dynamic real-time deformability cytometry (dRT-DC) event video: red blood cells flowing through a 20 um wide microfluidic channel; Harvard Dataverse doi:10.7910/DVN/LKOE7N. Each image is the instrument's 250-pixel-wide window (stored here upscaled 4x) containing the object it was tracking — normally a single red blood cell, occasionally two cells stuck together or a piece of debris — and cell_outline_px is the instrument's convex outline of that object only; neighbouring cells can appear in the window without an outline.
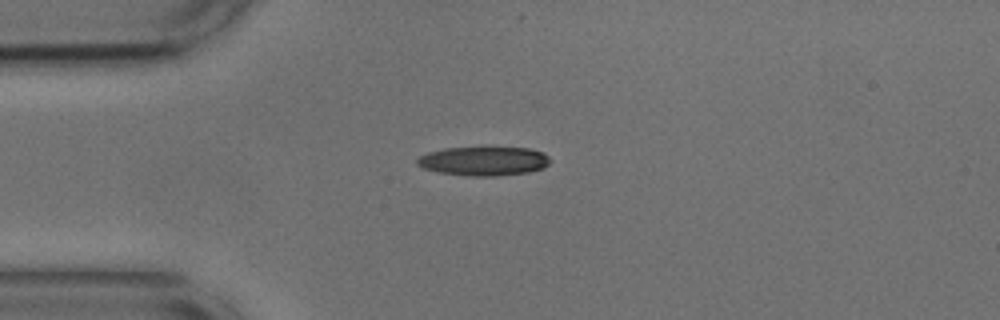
{"species": "common noctule bat (a hibernating species)", "species_latin": "Nyctalus noctula", "temperature_condition": "cold", "stored_images_in_passage": 30, "camera_frame_rate_fps": 3000, "um_per_image_px": 0.085, "animal": {"sex": "male", "body_mass_g": 17.9, "forearm_length_mm": 54.2}, "frame": {"image": 1, "passage_image": 1, "time_ms": 0.0, "image_size_px": [1000, 320], "cell_outline_px": [[552, 160], [544, 168], [528, 172], [496, 176], [468, 176], [440, 172], [424, 168], [416, 164], [416, 160], [420, 156], [428, 152], [444, 148], [532, 148], [544, 152]], "centroid_in_image_um": [41.15, 13.69], "position_along_channel_um": 43.8, "area_um2": 22.48}}
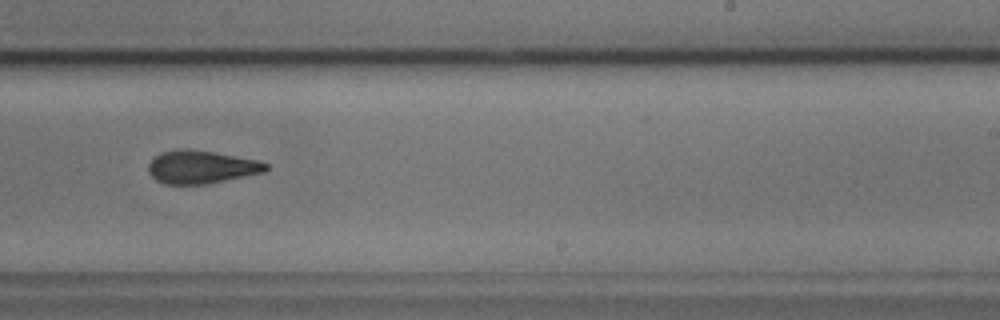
{"frame": {"image": 2, "passage_image": 21, "time_ms": 6.667, "image_size_px": [1000, 320], "cell_outline_px": [[268, 168], [264, 172], [204, 184], [164, 184], [156, 180], [148, 172], [148, 164], [160, 152], [176, 148], [188, 148], [212, 152], [256, 160], [268, 164]], "centroid_in_image_um": [17.05, 14.18], "position_along_channel_um": 272.0, "area_um2": 22.43}}
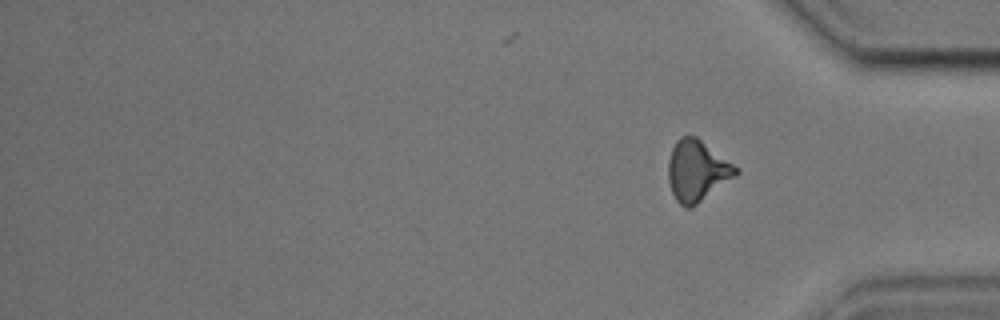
{"frame": {"image": 3, "passage_image": 30, "time_ms": 9.667, "image_size_px": [1000, 320], "cell_outline_px": [[740, 172], [736, 176], [692, 208], [684, 208], [676, 200], [672, 192], [668, 180], [668, 160], [672, 148], [676, 140], [680, 136], [696, 136], [740, 168]], "centroid_in_image_um": [59.26, 14.52], "position_along_channel_um": 375.9, "area_um2": 24.28}, "authors_computed_cell_mechanics": {"area_um2": 23.6402, "velocity_mm_per_s": 3.6651, "shape_relaxation_time_tau1_ms": 3.8053, "shape_relaxation_time_tau2_ms": 2.9886, "deformation_change_tau1": 0.1476, "deformation_change_tau2": 0.1181}}